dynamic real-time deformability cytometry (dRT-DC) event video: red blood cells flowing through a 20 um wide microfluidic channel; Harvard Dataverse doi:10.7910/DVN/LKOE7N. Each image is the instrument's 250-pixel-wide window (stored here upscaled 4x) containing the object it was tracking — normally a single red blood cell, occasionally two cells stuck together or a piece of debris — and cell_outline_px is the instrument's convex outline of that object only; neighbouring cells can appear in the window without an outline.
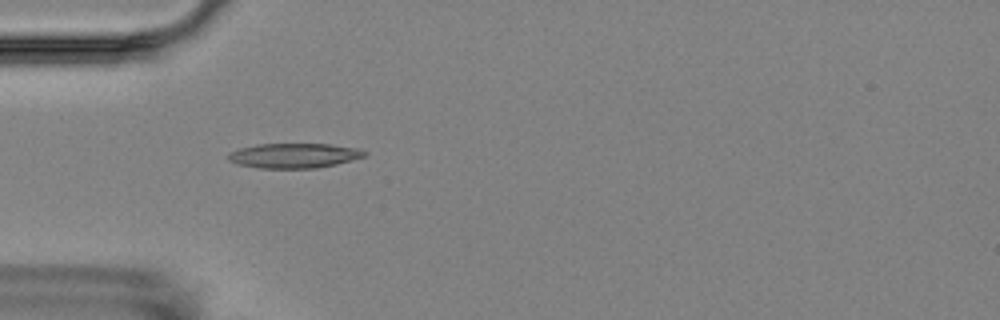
{"species": "Egyptian fruit bat (a non-hibernating species)", "species_latin": "Rousettus aegyptiacus", "temperature_condition": "room temperature", "stored_images_in_passage": 5, "camera_frame_rate_fps": 3000, "um_per_image_px": 0.085, "animal": {"sex": "female"}, "frame": {"image": 1, "passage_image": 4, "time_ms": 3.333, "image_size_px": [1000, 320], "cell_outline_px": [[368, 152], [364, 156], [336, 164], [316, 168], [260, 168], [236, 164], [228, 160], [228, 152], [240, 148], [256, 144], [328, 144], [360, 148]], "centroid_in_image_um": [24.97, 13.22], "position_along_channel_um": 60.0, "area_um2": 19.71}}
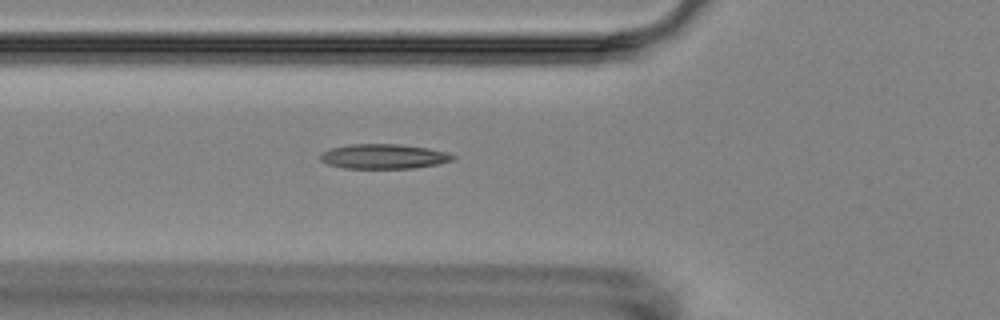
{"frame": {"image": 2, "passage_image": 5, "time_ms": 4.333, "image_size_px": [1000, 320], "cell_outline_px": [[456, 156], [452, 160], [436, 164], [412, 168], [344, 168], [328, 164], [320, 160], [320, 152], [332, 148], [348, 144], [400, 144], [428, 148], [448, 152]], "centroid_in_image_um": [32.59, 13.29], "position_along_channel_um": 93.2, "area_um2": 19.07}}